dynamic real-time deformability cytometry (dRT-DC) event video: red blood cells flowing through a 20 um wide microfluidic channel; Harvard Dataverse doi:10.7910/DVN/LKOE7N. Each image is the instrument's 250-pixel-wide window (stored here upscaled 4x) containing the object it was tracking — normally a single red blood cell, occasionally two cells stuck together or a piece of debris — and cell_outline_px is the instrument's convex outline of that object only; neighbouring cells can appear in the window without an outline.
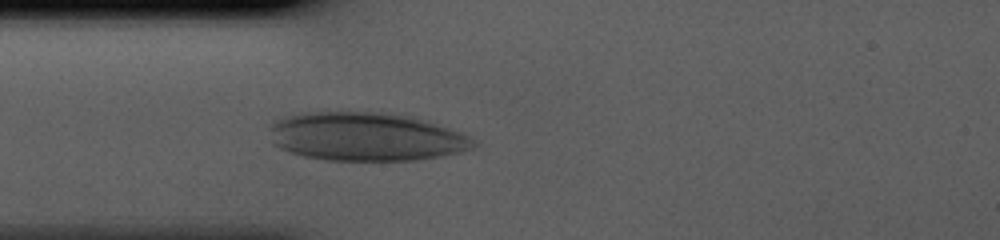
{"species": "human", "species_latin": "Homo sapiens", "temperature_condition": "cold", "stored_images_in_passage": 35, "camera_frame_rate_fps": 3000, "um_per_image_px": 0.085, "donor": {"sex": "male"}, "frame": {"image": 1, "passage_image": 8, "time_ms": 2.333, "image_size_px": [1000, 240], "cell_outline_px": [[476, 144], [460, 152], [440, 156], [412, 160], [328, 160], [304, 156], [288, 152], [272, 144], [268, 128], [272, 120], [292, 112], [340, 108], [408, 116], [468, 136]], "centroid_in_image_um": [30.86, 11.57], "position_along_channel_um": 54.1, "area_um2": 58.44}}
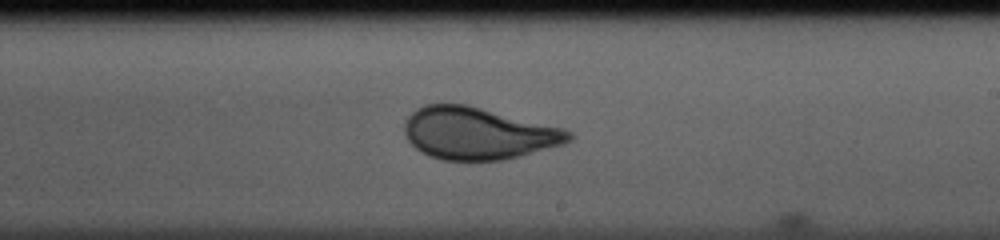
{"frame": {"image": 2, "passage_image": 22, "time_ms": 7.0, "image_size_px": [1000, 240], "cell_outline_px": [[572, 140], [564, 144], [520, 156], [504, 160], [440, 160], [428, 156], [420, 152], [408, 140], [404, 132], [404, 124], [408, 116], [416, 108], [424, 104], [464, 104], [564, 128], [572, 132]], "centroid_in_image_um": [40.62, 11.34], "position_along_channel_um": 248.4, "area_um2": 49.88}}
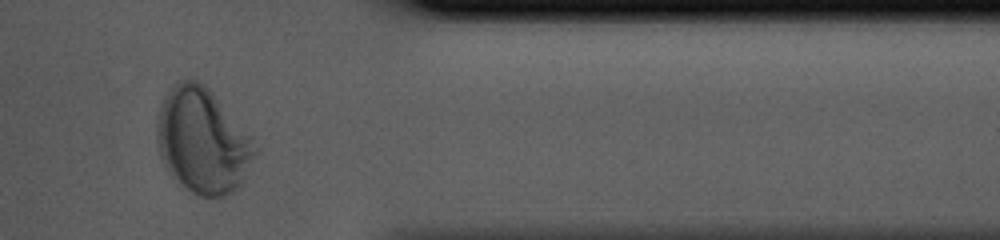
{"frame": {"image": 3, "passage_image": 33, "time_ms": 10.667, "image_size_px": [1000, 240], "cell_outline_px": [[260, 152], [240, 188], [224, 196], [200, 196], [192, 192], [172, 176], [164, 168], [160, 156], [156, 140], [156, 124], [160, 104], [164, 96], [172, 84], [192, 76], [204, 84], [212, 92], [252, 136], [260, 148]], "centroid_in_image_um": [17.25, 11.96], "position_along_channel_um": 394.1, "area_um2": 61.33}}